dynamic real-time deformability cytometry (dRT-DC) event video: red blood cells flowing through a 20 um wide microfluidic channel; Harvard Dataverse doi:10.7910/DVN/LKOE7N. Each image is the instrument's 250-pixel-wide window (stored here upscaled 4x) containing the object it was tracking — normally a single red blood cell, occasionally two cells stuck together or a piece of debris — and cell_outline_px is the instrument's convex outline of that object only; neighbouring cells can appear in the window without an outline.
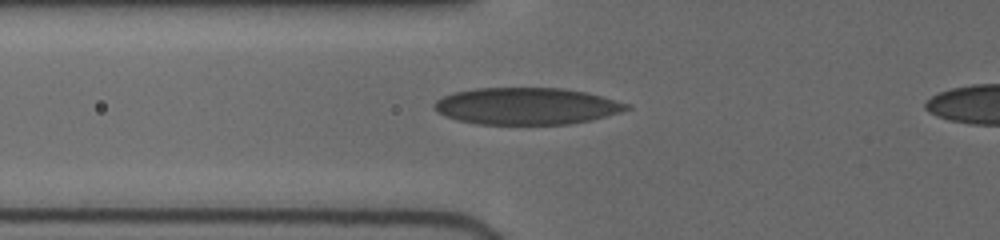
{"species": "human", "species_latin": "Homo sapiens", "temperature_condition": "cold", "stored_images_in_passage": 8, "camera_frame_rate_fps": 3000, "um_per_image_px": 0.085, "donor": {"sex": "female"}, "frame": {"image": 1, "passage_image": 6, "time_ms": 3.333, "image_size_px": [1000, 240], "cell_outline_px": [[632, 108], [620, 112], [592, 120], [568, 124], [476, 124], [456, 120], [444, 116], [436, 112], [432, 108], [432, 104], [436, 100], [452, 92], [476, 88], [564, 88], [584, 92], [600, 96], [628, 104]], "centroid_in_image_um": [44.68, 9.02], "position_along_channel_um": 81.1, "area_um2": 41.44}}
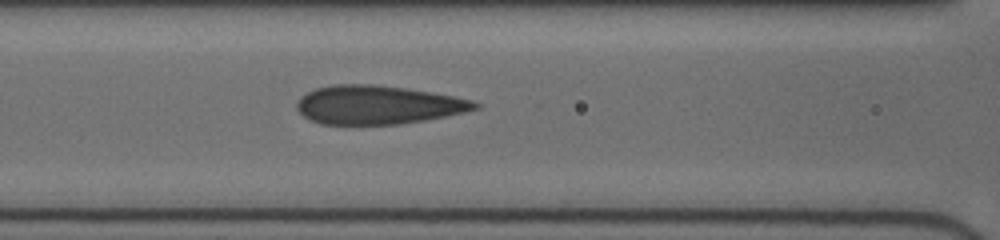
{"frame": {"image": 2, "passage_image": 8, "time_ms": 4.667, "image_size_px": [1000, 240], "cell_outline_px": [[480, 108], [464, 112], [424, 120], [400, 124], [320, 124], [308, 120], [296, 108], [296, 104], [300, 96], [316, 88], [332, 84], [372, 84], [404, 88], [432, 92], [472, 100], [480, 104]], "centroid_in_image_um": [32.08, 8.91], "position_along_channel_um": 134.5, "area_um2": 40.06}}